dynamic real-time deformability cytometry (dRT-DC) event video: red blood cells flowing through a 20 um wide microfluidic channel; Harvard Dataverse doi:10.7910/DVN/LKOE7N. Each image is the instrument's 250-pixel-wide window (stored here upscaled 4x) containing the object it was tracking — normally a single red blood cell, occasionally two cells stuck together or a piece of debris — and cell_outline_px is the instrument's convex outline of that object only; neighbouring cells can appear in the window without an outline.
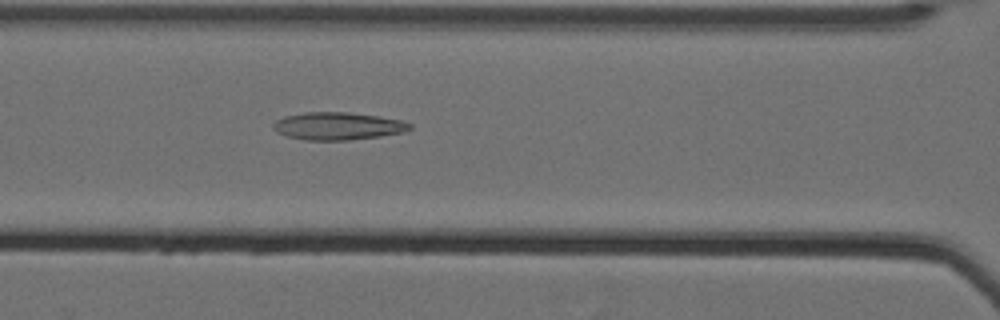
{"species": "Egyptian fruit bat (a non-hibernating species)", "species_latin": "Rousettus aegyptiacus", "temperature_condition": "cold", "stored_images_in_passage": 62, "camera_frame_rate_fps": 3000, "um_per_image_px": 0.085, "animal": {"sex": "female"}, "frame": {"image": 1, "passage_image": 32, "time_ms": 10.333, "image_size_px": [1000, 320], "cell_outline_px": [[412, 128], [404, 132], [380, 136], [348, 140], [304, 140], [284, 136], [276, 132], [272, 128], [272, 124], [276, 120], [284, 116], [304, 112], [348, 112], [376, 116], [400, 120], [412, 124]], "centroid_in_image_um": [28.66, 10.72], "position_along_channel_um": 137.9, "area_um2": 22.08}}
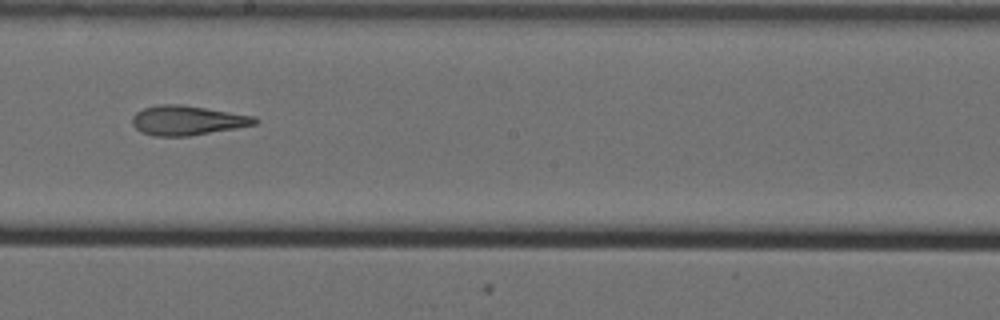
{"frame": {"image": 2, "passage_image": 40, "time_ms": 13.0, "image_size_px": [1000, 320], "cell_outline_px": [[260, 120], [256, 124], [236, 128], [188, 136], [152, 136], [140, 132], [132, 124], [132, 116], [136, 112], [144, 108], [160, 104], [180, 104], [256, 116]], "centroid_in_image_um": [15.91, 10.23], "position_along_channel_um": 232.3, "area_um2": 21.15}}
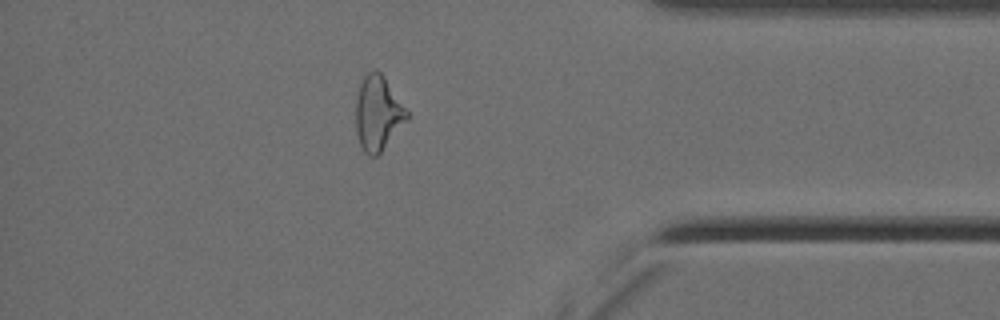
{"frame": {"image": 3, "passage_image": 56, "time_ms": 18.333, "image_size_px": [1000, 320], "cell_outline_px": [[408, 120], [380, 152], [376, 156], [368, 156], [364, 152], [360, 144], [356, 132], [356, 100], [360, 84], [364, 76], [368, 72], [376, 68], [384, 76], [408, 112]], "centroid_in_image_um": [32.11, 9.62], "position_along_channel_um": 403.1, "area_um2": 22.08}, "authors_computed_cell_mechanics": {"area_um2": 23.2645, "velocity_mm_per_s": 3.5332, "shape_relaxation_time_tau1_ms": null, "shape_relaxation_time_tau2_ms": 2.8406, "deformation_change_tau1": null, "deformation_change_tau2": 0.1428}}